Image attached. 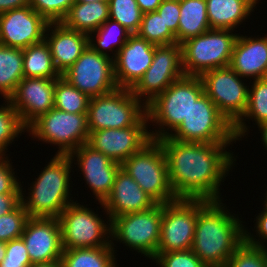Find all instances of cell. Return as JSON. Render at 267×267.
Here are the masks:
<instances>
[{
  "label": "cell",
  "mask_w": 267,
  "mask_h": 267,
  "mask_svg": "<svg viewBox=\"0 0 267 267\" xmlns=\"http://www.w3.org/2000/svg\"><path fill=\"white\" fill-rule=\"evenodd\" d=\"M96 204L103 208L106 218L113 219L127 213L148 210L157 203L147 195L138 183L123 169L116 173L110 195L103 203Z\"/></svg>",
  "instance_id": "22"
},
{
  "label": "cell",
  "mask_w": 267,
  "mask_h": 267,
  "mask_svg": "<svg viewBox=\"0 0 267 267\" xmlns=\"http://www.w3.org/2000/svg\"><path fill=\"white\" fill-rule=\"evenodd\" d=\"M44 40L60 75L75 63L89 45L88 34L68 29L61 22L48 24Z\"/></svg>",
  "instance_id": "24"
},
{
  "label": "cell",
  "mask_w": 267,
  "mask_h": 267,
  "mask_svg": "<svg viewBox=\"0 0 267 267\" xmlns=\"http://www.w3.org/2000/svg\"><path fill=\"white\" fill-rule=\"evenodd\" d=\"M203 94L199 76H184L157 95L146 105L148 123L155 126L152 130L149 128L151 138L158 140L170 136Z\"/></svg>",
  "instance_id": "4"
},
{
  "label": "cell",
  "mask_w": 267,
  "mask_h": 267,
  "mask_svg": "<svg viewBox=\"0 0 267 267\" xmlns=\"http://www.w3.org/2000/svg\"><path fill=\"white\" fill-rule=\"evenodd\" d=\"M2 267H31L26 245L22 238L14 239L6 243L5 258L1 262Z\"/></svg>",
  "instance_id": "41"
},
{
  "label": "cell",
  "mask_w": 267,
  "mask_h": 267,
  "mask_svg": "<svg viewBox=\"0 0 267 267\" xmlns=\"http://www.w3.org/2000/svg\"><path fill=\"white\" fill-rule=\"evenodd\" d=\"M263 210H260V213L254 218L256 220L253 233L251 234L245 227V241L254 247L267 249V209L263 206ZM257 237V238H256ZM266 243V244H265Z\"/></svg>",
  "instance_id": "43"
},
{
  "label": "cell",
  "mask_w": 267,
  "mask_h": 267,
  "mask_svg": "<svg viewBox=\"0 0 267 267\" xmlns=\"http://www.w3.org/2000/svg\"><path fill=\"white\" fill-rule=\"evenodd\" d=\"M224 267H267V249L251 246L245 241Z\"/></svg>",
  "instance_id": "38"
},
{
  "label": "cell",
  "mask_w": 267,
  "mask_h": 267,
  "mask_svg": "<svg viewBox=\"0 0 267 267\" xmlns=\"http://www.w3.org/2000/svg\"><path fill=\"white\" fill-rule=\"evenodd\" d=\"M58 220L63 249L111 246V219L104 220L77 199L62 211Z\"/></svg>",
  "instance_id": "10"
},
{
  "label": "cell",
  "mask_w": 267,
  "mask_h": 267,
  "mask_svg": "<svg viewBox=\"0 0 267 267\" xmlns=\"http://www.w3.org/2000/svg\"><path fill=\"white\" fill-rule=\"evenodd\" d=\"M148 128L151 127L130 126L89 131L87 144L111 160L122 164L152 140Z\"/></svg>",
  "instance_id": "18"
},
{
  "label": "cell",
  "mask_w": 267,
  "mask_h": 267,
  "mask_svg": "<svg viewBox=\"0 0 267 267\" xmlns=\"http://www.w3.org/2000/svg\"><path fill=\"white\" fill-rule=\"evenodd\" d=\"M89 131L120 129L130 126H150L146 106L128 88L91 97L87 110Z\"/></svg>",
  "instance_id": "5"
},
{
  "label": "cell",
  "mask_w": 267,
  "mask_h": 267,
  "mask_svg": "<svg viewBox=\"0 0 267 267\" xmlns=\"http://www.w3.org/2000/svg\"><path fill=\"white\" fill-rule=\"evenodd\" d=\"M26 133L33 140L58 146L55 155H70L87 143V114L67 113L53 107L33 121Z\"/></svg>",
  "instance_id": "9"
},
{
  "label": "cell",
  "mask_w": 267,
  "mask_h": 267,
  "mask_svg": "<svg viewBox=\"0 0 267 267\" xmlns=\"http://www.w3.org/2000/svg\"><path fill=\"white\" fill-rule=\"evenodd\" d=\"M29 218L22 203L10 213L0 216V241L7 243L21 238Z\"/></svg>",
  "instance_id": "37"
},
{
  "label": "cell",
  "mask_w": 267,
  "mask_h": 267,
  "mask_svg": "<svg viewBox=\"0 0 267 267\" xmlns=\"http://www.w3.org/2000/svg\"><path fill=\"white\" fill-rule=\"evenodd\" d=\"M75 0H30V7L49 23L61 22Z\"/></svg>",
  "instance_id": "40"
},
{
  "label": "cell",
  "mask_w": 267,
  "mask_h": 267,
  "mask_svg": "<svg viewBox=\"0 0 267 267\" xmlns=\"http://www.w3.org/2000/svg\"><path fill=\"white\" fill-rule=\"evenodd\" d=\"M6 254V242L0 241V264L5 258Z\"/></svg>",
  "instance_id": "50"
},
{
  "label": "cell",
  "mask_w": 267,
  "mask_h": 267,
  "mask_svg": "<svg viewBox=\"0 0 267 267\" xmlns=\"http://www.w3.org/2000/svg\"><path fill=\"white\" fill-rule=\"evenodd\" d=\"M184 76L181 44L155 46L151 66L130 90L146 106Z\"/></svg>",
  "instance_id": "13"
},
{
  "label": "cell",
  "mask_w": 267,
  "mask_h": 267,
  "mask_svg": "<svg viewBox=\"0 0 267 267\" xmlns=\"http://www.w3.org/2000/svg\"><path fill=\"white\" fill-rule=\"evenodd\" d=\"M130 35L125 27L109 18L95 32L88 35V44L98 53L114 59ZM110 51L112 53H109Z\"/></svg>",
  "instance_id": "29"
},
{
  "label": "cell",
  "mask_w": 267,
  "mask_h": 267,
  "mask_svg": "<svg viewBox=\"0 0 267 267\" xmlns=\"http://www.w3.org/2000/svg\"><path fill=\"white\" fill-rule=\"evenodd\" d=\"M109 19V2H75L61 23L68 29L90 34Z\"/></svg>",
  "instance_id": "26"
},
{
  "label": "cell",
  "mask_w": 267,
  "mask_h": 267,
  "mask_svg": "<svg viewBox=\"0 0 267 267\" xmlns=\"http://www.w3.org/2000/svg\"><path fill=\"white\" fill-rule=\"evenodd\" d=\"M30 5V0H0V14Z\"/></svg>",
  "instance_id": "46"
},
{
  "label": "cell",
  "mask_w": 267,
  "mask_h": 267,
  "mask_svg": "<svg viewBox=\"0 0 267 267\" xmlns=\"http://www.w3.org/2000/svg\"><path fill=\"white\" fill-rule=\"evenodd\" d=\"M23 78V49L0 44V98L9 99Z\"/></svg>",
  "instance_id": "31"
},
{
  "label": "cell",
  "mask_w": 267,
  "mask_h": 267,
  "mask_svg": "<svg viewBox=\"0 0 267 267\" xmlns=\"http://www.w3.org/2000/svg\"><path fill=\"white\" fill-rule=\"evenodd\" d=\"M233 32L229 29H209L181 43L185 76H200L208 70L229 66L239 34Z\"/></svg>",
  "instance_id": "7"
},
{
  "label": "cell",
  "mask_w": 267,
  "mask_h": 267,
  "mask_svg": "<svg viewBox=\"0 0 267 267\" xmlns=\"http://www.w3.org/2000/svg\"><path fill=\"white\" fill-rule=\"evenodd\" d=\"M90 97L62 77L56 79L54 107L67 113L87 114Z\"/></svg>",
  "instance_id": "33"
},
{
  "label": "cell",
  "mask_w": 267,
  "mask_h": 267,
  "mask_svg": "<svg viewBox=\"0 0 267 267\" xmlns=\"http://www.w3.org/2000/svg\"><path fill=\"white\" fill-rule=\"evenodd\" d=\"M210 29L206 0H180V18L176 43L199 36Z\"/></svg>",
  "instance_id": "28"
},
{
  "label": "cell",
  "mask_w": 267,
  "mask_h": 267,
  "mask_svg": "<svg viewBox=\"0 0 267 267\" xmlns=\"http://www.w3.org/2000/svg\"><path fill=\"white\" fill-rule=\"evenodd\" d=\"M141 12L148 13L156 11L162 0H136Z\"/></svg>",
  "instance_id": "47"
},
{
  "label": "cell",
  "mask_w": 267,
  "mask_h": 267,
  "mask_svg": "<svg viewBox=\"0 0 267 267\" xmlns=\"http://www.w3.org/2000/svg\"><path fill=\"white\" fill-rule=\"evenodd\" d=\"M152 260L158 267H207L191 249L157 252Z\"/></svg>",
  "instance_id": "39"
},
{
  "label": "cell",
  "mask_w": 267,
  "mask_h": 267,
  "mask_svg": "<svg viewBox=\"0 0 267 267\" xmlns=\"http://www.w3.org/2000/svg\"><path fill=\"white\" fill-rule=\"evenodd\" d=\"M61 77L90 98L116 90L113 59L89 45Z\"/></svg>",
  "instance_id": "14"
},
{
  "label": "cell",
  "mask_w": 267,
  "mask_h": 267,
  "mask_svg": "<svg viewBox=\"0 0 267 267\" xmlns=\"http://www.w3.org/2000/svg\"><path fill=\"white\" fill-rule=\"evenodd\" d=\"M108 2V0H75V2L79 3H87V2Z\"/></svg>",
  "instance_id": "51"
},
{
  "label": "cell",
  "mask_w": 267,
  "mask_h": 267,
  "mask_svg": "<svg viewBox=\"0 0 267 267\" xmlns=\"http://www.w3.org/2000/svg\"><path fill=\"white\" fill-rule=\"evenodd\" d=\"M157 141L164 151L170 184L177 199L223 200L221 182L237 161L228 148L233 143L180 142L169 136Z\"/></svg>",
  "instance_id": "1"
},
{
  "label": "cell",
  "mask_w": 267,
  "mask_h": 267,
  "mask_svg": "<svg viewBox=\"0 0 267 267\" xmlns=\"http://www.w3.org/2000/svg\"><path fill=\"white\" fill-rule=\"evenodd\" d=\"M116 251L112 246L64 249L60 261L62 267H119Z\"/></svg>",
  "instance_id": "30"
},
{
  "label": "cell",
  "mask_w": 267,
  "mask_h": 267,
  "mask_svg": "<svg viewBox=\"0 0 267 267\" xmlns=\"http://www.w3.org/2000/svg\"><path fill=\"white\" fill-rule=\"evenodd\" d=\"M109 18L117 21L131 34L139 30L142 15L136 0H108Z\"/></svg>",
  "instance_id": "36"
},
{
  "label": "cell",
  "mask_w": 267,
  "mask_h": 267,
  "mask_svg": "<svg viewBox=\"0 0 267 267\" xmlns=\"http://www.w3.org/2000/svg\"><path fill=\"white\" fill-rule=\"evenodd\" d=\"M0 105V156H8L7 150L12 142L16 141L27 131L21 123L17 111L13 108L8 99L3 100ZM20 135V136H19Z\"/></svg>",
  "instance_id": "34"
},
{
  "label": "cell",
  "mask_w": 267,
  "mask_h": 267,
  "mask_svg": "<svg viewBox=\"0 0 267 267\" xmlns=\"http://www.w3.org/2000/svg\"><path fill=\"white\" fill-rule=\"evenodd\" d=\"M163 204H156L152 208L127 213L111 219V246L119 242L152 260L157 254L160 240Z\"/></svg>",
  "instance_id": "8"
},
{
  "label": "cell",
  "mask_w": 267,
  "mask_h": 267,
  "mask_svg": "<svg viewBox=\"0 0 267 267\" xmlns=\"http://www.w3.org/2000/svg\"><path fill=\"white\" fill-rule=\"evenodd\" d=\"M31 267H62L61 261L32 264Z\"/></svg>",
  "instance_id": "49"
},
{
  "label": "cell",
  "mask_w": 267,
  "mask_h": 267,
  "mask_svg": "<svg viewBox=\"0 0 267 267\" xmlns=\"http://www.w3.org/2000/svg\"><path fill=\"white\" fill-rule=\"evenodd\" d=\"M69 156L72 163L79 168L78 172L81 171L79 174L83 175V180L95 197L93 199L103 203L111 193L116 173L121 168V164L93 149L87 143L75 149Z\"/></svg>",
  "instance_id": "16"
},
{
  "label": "cell",
  "mask_w": 267,
  "mask_h": 267,
  "mask_svg": "<svg viewBox=\"0 0 267 267\" xmlns=\"http://www.w3.org/2000/svg\"><path fill=\"white\" fill-rule=\"evenodd\" d=\"M248 86L246 111L233 125L235 140L239 142L244 140L243 138L249 134V125L245 121L249 122L252 120L253 124L257 126L267 121V77L250 81Z\"/></svg>",
  "instance_id": "27"
},
{
  "label": "cell",
  "mask_w": 267,
  "mask_h": 267,
  "mask_svg": "<svg viewBox=\"0 0 267 267\" xmlns=\"http://www.w3.org/2000/svg\"><path fill=\"white\" fill-rule=\"evenodd\" d=\"M21 238L32 264L61 260L64 249L58 218L30 217Z\"/></svg>",
  "instance_id": "19"
},
{
  "label": "cell",
  "mask_w": 267,
  "mask_h": 267,
  "mask_svg": "<svg viewBox=\"0 0 267 267\" xmlns=\"http://www.w3.org/2000/svg\"><path fill=\"white\" fill-rule=\"evenodd\" d=\"M156 11L162 17L165 26L175 35L179 27L180 0H162Z\"/></svg>",
  "instance_id": "44"
},
{
  "label": "cell",
  "mask_w": 267,
  "mask_h": 267,
  "mask_svg": "<svg viewBox=\"0 0 267 267\" xmlns=\"http://www.w3.org/2000/svg\"><path fill=\"white\" fill-rule=\"evenodd\" d=\"M198 217V199H177L163 204L157 252L189 250Z\"/></svg>",
  "instance_id": "15"
},
{
  "label": "cell",
  "mask_w": 267,
  "mask_h": 267,
  "mask_svg": "<svg viewBox=\"0 0 267 267\" xmlns=\"http://www.w3.org/2000/svg\"><path fill=\"white\" fill-rule=\"evenodd\" d=\"M49 22L30 5L0 14V44L24 49L45 39Z\"/></svg>",
  "instance_id": "17"
},
{
  "label": "cell",
  "mask_w": 267,
  "mask_h": 267,
  "mask_svg": "<svg viewBox=\"0 0 267 267\" xmlns=\"http://www.w3.org/2000/svg\"><path fill=\"white\" fill-rule=\"evenodd\" d=\"M169 137L180 142L236 144L233 126L205 93Z\"/></svg>",
  "instance_id": "11"
},
{
  "label": "cell",
  "mask_w": 267,
  "mask_h": 267,
  "mask_svg": "<svg viewBox=\"0 0 267 267\" xmlns=\"http://www.w3.org/2000/svg\"><path fill=\"white\" fill-rule=\"evenodd\" d=\"M73 166L69 155H54L28 187V196L24 193L26 189L21 188V203L29 217L58 218L75 202L70 198Z\"/></svg>",
  "instance_id": "3"
},
{
  "label": "cell",
  "mask_w": 267,
  "mask_h": 267,
  "mask_svg": "<svg viewBox=\"0 0 267 267\" xmlns=\"http://www.w3.org/2000/svg\"><path fill=\"white\" fill-rule=\"evenodd\" d=\"M136 34L156 46L176 43L175 35L165 26L162 17L157 11L142 15V21Z\"/></svg>",
  "instance_id": "35"
},
{
  "label": "cell",
  "mask_w": 267,
  "mask_h": 267,
  "mask_svg": "<svg viewBox=\"0 0 267 267\" xmlns=\"http://www.w3.org/2000/svg\"><path fill=\"white\" fill-rule=\"evenodd\" d=\"M121 169L157 204L177 200L170 184L165 154L157 140L152 139L140 151L132 154L121 164Z\"/></svg>",
  "instance_id": "6"
},
{
  "label": "cell",
  "mask_w": 267,
  "mask_h": 267,
  "mask_svg": "<svg viewBox=\"0 0 267 267\" xmlns=\"http://www.w3.org/2000/svg\"><path fill=\"white\" fill-rule=\"evenodd\" d=\"M260 36V37H259ZM229 66L250 81L267 77V34L248 37L238 34ZM252 78V80H251Z\"/></svg>",
  "instance_id": "23"
},
{
  "label": "cell",
  "mask_w": 267,
  "mask_h": 267,
  "mask_svg": "<svg viewBox=\"0 0 267 267\" xmlns=\"http://www.w3.org/2000/svg\"><path fill=\"white\" fill-rule=\"evenodd\" d=\"M204 93L233 126L245 113L248 104V80L230 66L208 70L201 74Z\"/></svg>",
  "instance_id": "12"
},
{
  "label": "cell",
  "mask_w": 267,
  "mask_h": 267,
  "mask_svg": "<svg viewBox=\"0 0 267 267\" xmlns=\"http://www.w3.org/2000/svg\"><path fill=\"white\" fill-rule=\"evenodd\" d=\"M23 73L27 78L61 77L54 66L50 48L45 40L23 49Z\"/></svg>",
  "instance_id": "32"
},
{
  "label": "cell",
  "mask_w": 267,
  "mask_h": 267,
  "mask_svg": "<svg viewBox=\"0 0 267 267\" xmlns=\"http://www.w3.org/2000/svg\"><path fill=\"white\" fill-rule=\"evenodd\" d=\"M265 200H263L264 202L262 203L263 206L267 209V190H266V193H265Z\"/></svg>",
  "instance_id": "52"
},
{
  "label": "cell",
  "mask_w": 267,
  "mask_h": 267,
  "mask_svg": "<svg viewBox=\"0 0 267 267\" xmlns=\"http://www.w3.org/2000/svg\"><path fill=\"white\" fill-rule=\"evenodd\" d=\"M154 44L137 34H131L128 41L113 59L114 77L118 88L131 89L151 66L155 52Z\"/></svg>",
  "instance_id": "21"
},
{
  "label": "cell",
  "mask_w": 267,
  "mask_h": 267,
  "mask_svg": "<svg viewBox=\"0 0 267 267\" xmlns=\"http://www.w3.org/2000/svg\"><path fill=\"white\" fill-rule=\"evenodd\" d=\"M257 127L259 128L258 131H260L258 133H261L260 136L262 137L261 144L263 143L264 148L267 150V121L259 124Z\"/></svg>",
  "instance_id": "48"
},
{
  "label": "cell",
  "mask_w": 267,
  "mask_h": 267,
  "mask_svg": "<svg viewBox=\"0 0 267 267\" xmlns=\"http://www.w3.org/2000/svg\"><path fill=\"white\" fill-rule=\"evenodd\" d=\"M21 203V193L0 194V216L10 213Z\"/></svg>",
  "instance_id": "45"
},
{
  "label": "cell",
  "mask_w": 267,
  "mask_h": 267,
  "mask_svg": "<svg viewBox=\"0 0 267 267\" xmlns=\"http://www.w3.org/2000/svg\"><path fill=\"white\" fill-rule=\"evenodd\" d=\"M223 202L198 199V217L191 250L207 267H224L245 242V221L230 212Z\"/></svg>",
  "instance_id": "2"
},
{
  "label": "cell",
  "mask_w": 267,
  "mask_h": 267,
  "mask_svg": "<svg viewBox=\"0 0 267 267\" xmlns=\"http://www.w3.org/2000/svg\"><path fill=\"white\" fill-rule=\"evenodd\" d=\"M10 160L9 156H0V194L21 193L23 187Z\"/></svg>",
  "instance_id": "42"
},
{
  "label": "cell",
  "mask_w": 267,
  "mask_h": 267,
  "mask_svg": "<svg viewBox=\"0 0 267 267\" xmlns=\"http://www.w3.org/2000/svg\"><path fill=\"white\" fill-rule=\"evenodd\" d=\"M56 79L24 77L9 97L21 123L27 128L39 116L54 107Z\"/></svg>",
  "instance_id": "20"
},
{
  "label": "cell",
  "mask_w": 267,
  "mask_h": 267,
  "mask_svg": "<svg viewBox=\"0 0 267 267\" xmlns=\"http://www.w3.org/2000/svg\"><path fill=\"white\" fill-rule=\"evenodd\" d=\"M260 0H206L210 29L235 30L247 22ZM249 17V18H248Z\"/></svg>",
  "instance_id": "25"
}]
</instances>
